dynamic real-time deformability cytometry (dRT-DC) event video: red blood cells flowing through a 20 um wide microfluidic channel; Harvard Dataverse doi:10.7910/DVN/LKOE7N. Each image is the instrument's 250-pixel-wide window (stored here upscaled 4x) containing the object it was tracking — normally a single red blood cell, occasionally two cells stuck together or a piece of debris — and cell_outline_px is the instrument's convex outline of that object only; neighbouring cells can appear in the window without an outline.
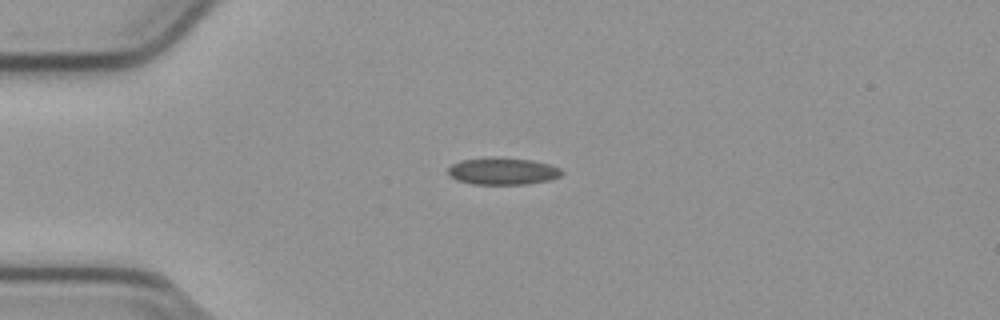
{"species": "common noctule bat (a hibernating species)", "species_latin": "Nyctalus noctula", "temperature_condition": "cold", "stored_images_in_passage": 42, "camera_frame_rate_fps": 3000, "um_per_image_px": 0.085, "animal": {"sex": "male", "body_mass_g": 23.1, "forearm_length_mm": 52.7}, "frame": {"image": 1, "passage_image": 1, "time_ms": 0.0, "image_size_px": [1000, 320], "cell_outline_px": [[564, 172], [560, 176], [548, 180], [524, 184], [472, 184], [456, 180], [448, 176], [448, 168], [452, 164], [460, 160], [532, 160], [548, 164], [560, 168]], "centroid_in_image_um": [42.72, 14.6], "position_along_channel_um": 42.3, "area_um2": 17.05}}
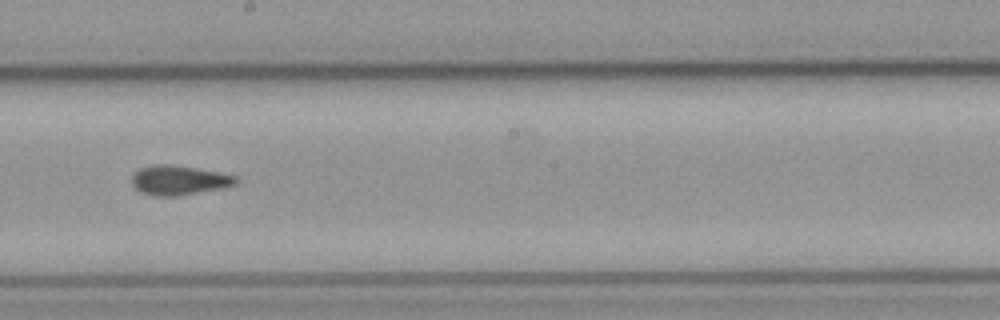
{"frame": {"image": 2, "passage_image": 18, "time_ms": 5.667, "image_size_px": [1000, 320], "cell_outline_px": [[240, 180], [236, 184], [224, 188], [176, 196], [156, 196], [140, 192], [132, 184], [132, 176], [140, 168], [156, 164], [168, 164], [196, 168], [236, 176]], "centroid_in_image_um": [15.22, 15.32], "position_along_channel_um": 233.0, "area_um2": 17.8}}
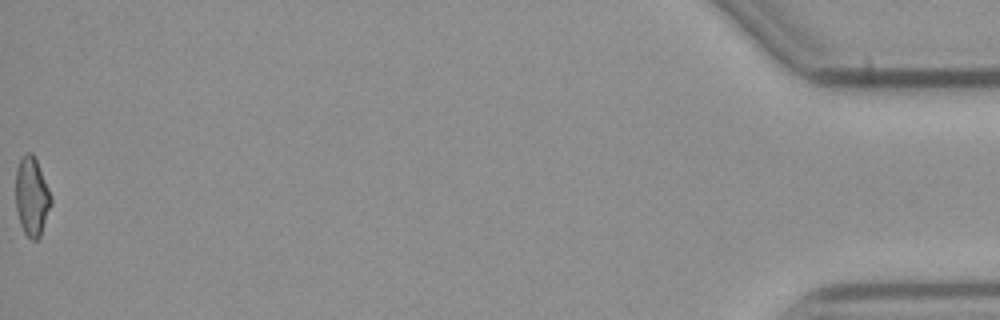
{"frame": {"image": 3, "passage_image": 42, "time_ms": 13.667, "image_size_px": [1000, 320], "cell_outline_px": [[52, 204], [40, 236], [36, 240], [32, 240], [24, 232], [20, 224], [16, 208], [16, 168], [20, 160], [28, 152], [32, 152], [36, 160], [52, 196]], "centroid_in_image_um": [2.71, 16.72], "position_along_channel_um": 432.5, "area_um2": 16.13}, "authors_computed_cell_mechanics": {"area_um2": 17.4267, "velocity_mm_per_s": 3.7991, "shape_relaxation_time_tau1_ms": 11.2994, "shape_relaxation_time_tau2_ms": 2.699, "deformation_change_tau1": 0.1769, "deformation_change_tau2": 0.0764}}